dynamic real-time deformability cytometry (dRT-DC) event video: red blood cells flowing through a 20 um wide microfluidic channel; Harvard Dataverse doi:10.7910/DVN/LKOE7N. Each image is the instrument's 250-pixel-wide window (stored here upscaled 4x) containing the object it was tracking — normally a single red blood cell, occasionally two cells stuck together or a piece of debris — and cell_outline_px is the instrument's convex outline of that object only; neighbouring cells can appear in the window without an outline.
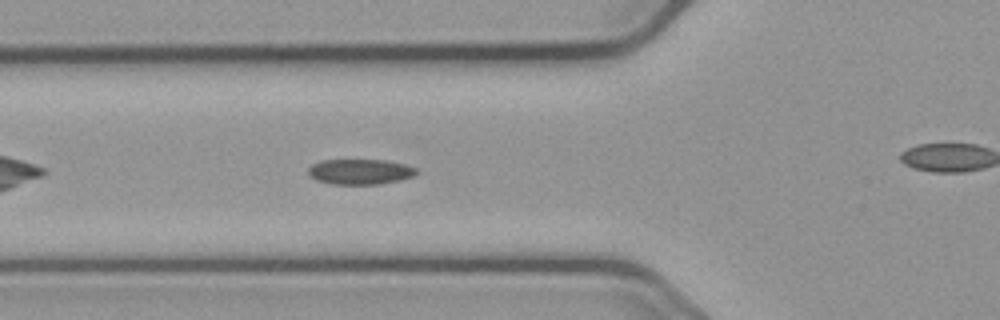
{"species": "common noctule bat (a hibernating species)", "species_latin": "Nyctalus noctula", "temperature_condition": "cold", "stored_images_in_passage": 44, "camera_frame_rate_fps": 3000, "um_per_image_px": 0.085, "animal": {"sex": "male", "body_mass_g": 23.1, "forearm_length_mm": 52.7}, "frame": {"image": 1, "passage_image": 7, "time_ms": 2.0, "image_size_px": [1000, 320], "cell_outline_px": [[416, 172], [412, 176], [400, 180], [380, 184], [332, 184], [316, 180], [308, 172], [308, 168], [312, 164], [320, 160], [384, 160], [404, 164], [416, 168]], "centroid_in_image_um": [30.58, 14.59], "position_along_channel_um": 95.2, "area_um2": 15.84}}
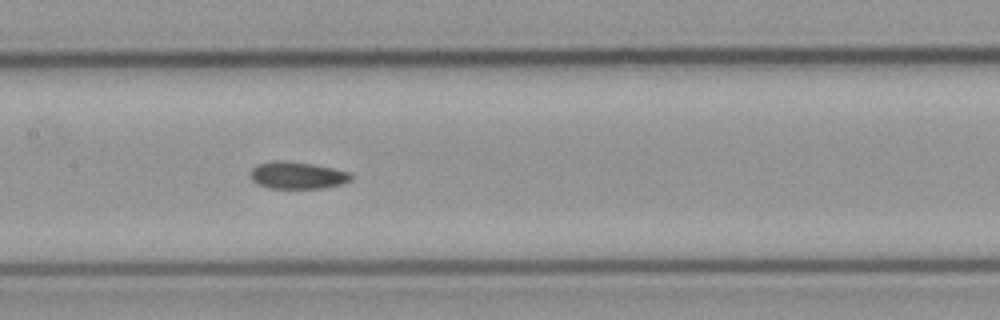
{"frame": {"image": 2, "passage_image": 14, "time_ms": 4.333, "image_size_px": [1000, 320], "cell_outline_px": [[352, 180], [340, 184], [324, 188], [268, 188], [256, 184], [252, 180], [252, 168], [256, 164], [276, 160], [284, 160], [312, 164], [352, 172]], "centroid_in_image_um": [25.28, 14.9], "position_along_channel_um": 182.1, "area_um2": 15.95}}
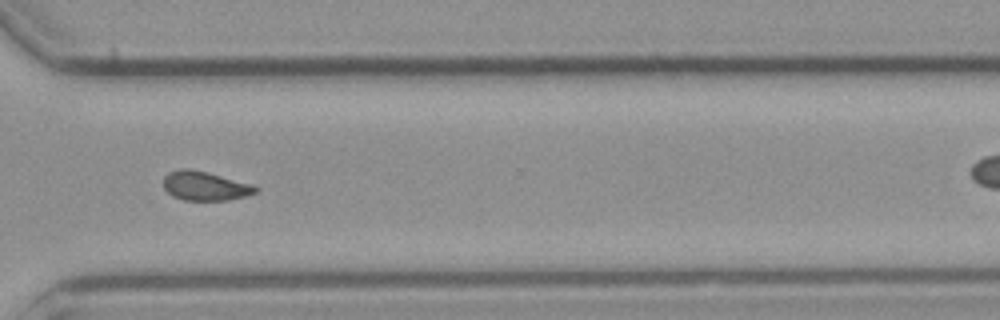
{"frame": {"image": 3, "passage_image": 28, "time_ms": 9.0, "image_size_px": [1000, 320], "cell_outline_px": [[260, 192], [228, 200], [184, 200], [172, 196], [164, 188], [164, 176], [168, 172], [180, 168], [192, 168], [208, 172], [252, 184], [260, 188]], "centroid_in_image_um": [17.44, 15.79], "position_along_channel_um": 353.2, "area_um2": 15.84}, "authors_computed_cell_mechanics": {"area_um2": 15.8372, "velocity_mm_per_s": 3.6773, "shape_relaxation_time_tau1_ms": null, "shape_relaxation_time_tau2_ms": 7.6595, "deformation_change_tau1": null, "deformation_change_tau2": 0.104}}